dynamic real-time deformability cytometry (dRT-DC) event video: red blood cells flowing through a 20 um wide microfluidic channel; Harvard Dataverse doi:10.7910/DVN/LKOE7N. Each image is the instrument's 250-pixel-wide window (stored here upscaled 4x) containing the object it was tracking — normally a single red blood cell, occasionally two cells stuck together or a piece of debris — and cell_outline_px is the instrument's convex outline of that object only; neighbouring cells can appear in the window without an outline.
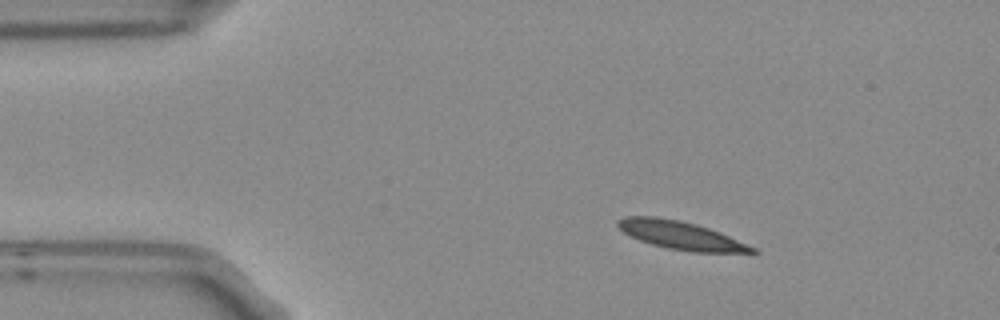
{"species": "Egyptian fruit bat (a non-hibernating species)", "species_latin": "Rousettus aegyptiacus", "temperature_condition": "room temperature", "stored_images_in_passage": 3, "camera_frame_rate_fps": 3000, "um_per_image_px": 0.085, "frame": {"image": 1, "passage_image": 1, "time_ms": 0.0, "image_size_px": [1000, 320], "cell_outline_px": [[760, 252], [756, 256], [692, 252], [668, 248], [652, 244], [640, 240], [624, 232], [616, 224], [616, 220], [624, 216], [656, 216], [696, 224], [720, 232], [756, 248]], "centroid_in_image_um": [58.05, 20.06], "position_along_channel_um": 27.0, "area_um2": 22.72}}
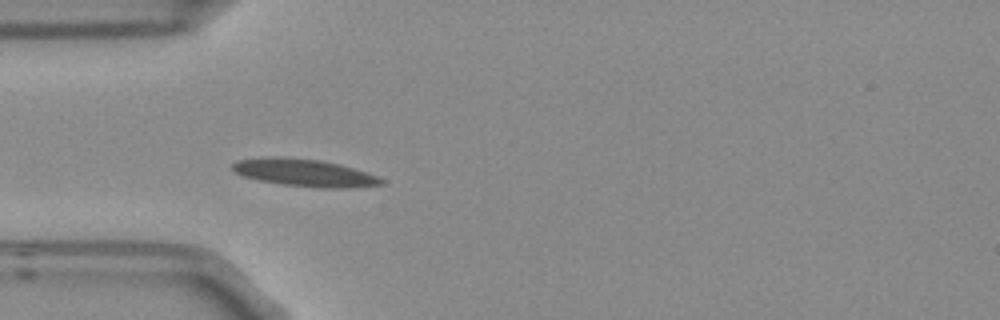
{"frame": {"image": 2, "passage_image": 3, "time_ms": 0.667, "image_size_px": [1000, 320], "cell_outline_px": [[384, 184], [348, 188], [316, 188], [280, 184], [260, 180], [244, 176], [236, 172], [232, 168], [232, 164], [240, 160], [320, 160], [340, 164], [376, 176], [384, 180]], "centroid_in_image_um": [26.01, 14.76], "position_along_channel_um": 59.0, "area_um2": 22.31}}